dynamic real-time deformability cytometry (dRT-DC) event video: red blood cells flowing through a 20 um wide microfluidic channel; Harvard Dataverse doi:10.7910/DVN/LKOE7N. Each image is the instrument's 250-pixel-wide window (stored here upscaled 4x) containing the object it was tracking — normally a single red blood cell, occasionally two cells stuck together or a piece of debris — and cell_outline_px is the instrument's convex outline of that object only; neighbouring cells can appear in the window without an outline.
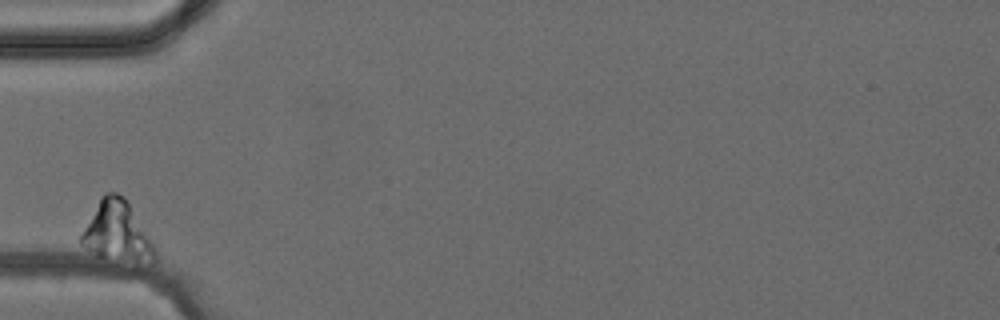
{"species": "common noctule bat (a hibernating species)", "species_latin": "Nyctalus noctula", "temperature_condition": "cold", "stored_images_in_passage": 1, "camera_frame_rate_fps": 3000, "um_per_image_px": 0.085, "animal": {"sex": "female", "body_mass_g": 24.6, "forearm_length_mm": 56.2}, "frame": {"image": 1, "passage_image": 1, "time_ms": 0.0, "image_size_px": [1000, 320], "cell_outline_px": [[156, 260], [148, 268], [100, 256], [80, 244], [80, 236], [100, 200], [108, 192], [116, 192], [124, 196], [156, 248]], "centroid_in_image_um": [10.04, 19.81], "position_along_channel_um": 75.0, "area_um2": 25.78}}